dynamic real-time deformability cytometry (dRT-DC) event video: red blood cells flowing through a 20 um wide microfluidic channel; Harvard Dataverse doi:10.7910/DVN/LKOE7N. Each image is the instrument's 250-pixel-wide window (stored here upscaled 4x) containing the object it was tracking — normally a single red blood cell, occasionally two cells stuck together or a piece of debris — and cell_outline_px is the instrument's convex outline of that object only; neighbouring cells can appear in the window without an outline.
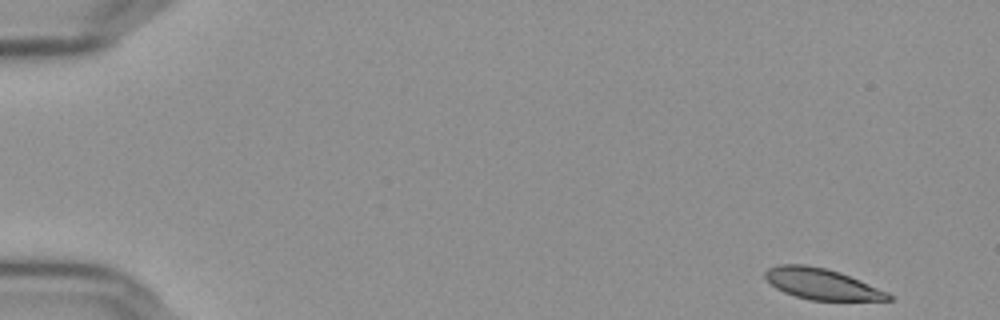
{"species": "Egyptian fruit bat (a non-hibernating species)", "species_latin": "Rousettus aegyptiacus", "temperature_condition": "cold", "stored_images_in_passage": 12, "camera_frame_rate_fps": 3000, "um_per_image_px": 0.085, "frame": {"image": 1, "passage_image": 1, "time_ms": 0.0, "image_size_px": [1000, 320], "cell_outline_px": [[892, 300], [812, 300], [796, 296], [784, 292], [776, 288], [764, 276], [764, 272], [768, 268], [780, 264], [804, 264], [824, 268], [840, 272], [888, 292], [892, 296]], "centroid_in_image_um": [69.84, 24.13], "position_along_channel_um": 15.2, "area_um2": 21.96}}